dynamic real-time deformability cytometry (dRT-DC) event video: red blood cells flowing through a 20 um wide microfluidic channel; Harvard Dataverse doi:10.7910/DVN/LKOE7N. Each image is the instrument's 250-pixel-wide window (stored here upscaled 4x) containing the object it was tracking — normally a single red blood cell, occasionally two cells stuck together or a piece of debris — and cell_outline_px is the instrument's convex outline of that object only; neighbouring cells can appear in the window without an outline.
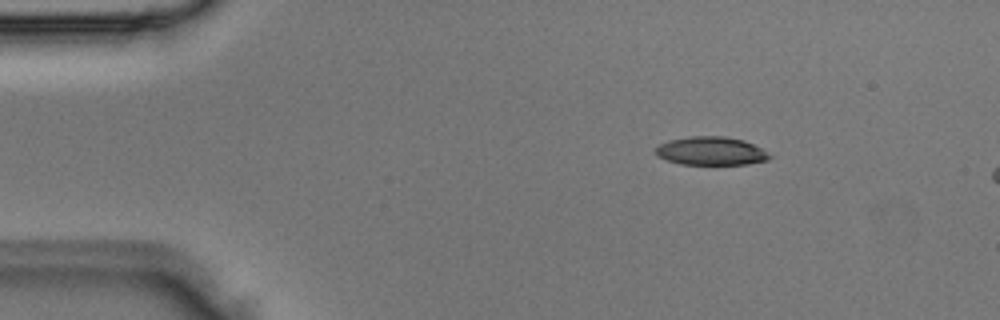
{"species": "Egyptian fruit bat (a non-hibernating species)", "species_latin": "Rousettus aegyptiacus", "temperature_condition": "room temperature", "stored_images_in_passage": 4, "camera_frame_rate_fps": 3000, "um_per_image_px": 0.085, "animal": {"sex": "male"}, "frame": {"image": 1, "passage_image": 2, "time_ms": 0.333, "image_size_px": [1000, 320], "cell_outline_px": [[772, 156], [768, 160], [748, 164], [680, 164], [656, 156], [656, 148], [660, 144], [668, 140], [688, 136], [724, 136], [744, 140], [760, 148]], "centroid_in_image_um": [60.42, 12.83], "position_along_channel_um": 24.6, "area_um2": 18.79}}